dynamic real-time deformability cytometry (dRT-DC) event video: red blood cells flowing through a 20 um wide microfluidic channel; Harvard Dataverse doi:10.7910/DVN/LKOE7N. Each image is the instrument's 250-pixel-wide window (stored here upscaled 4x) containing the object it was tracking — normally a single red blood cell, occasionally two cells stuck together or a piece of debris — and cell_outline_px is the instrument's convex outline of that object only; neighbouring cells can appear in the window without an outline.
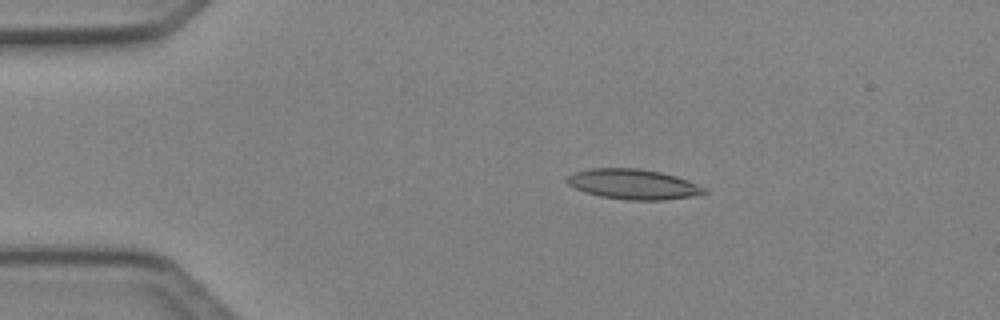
{"species": "Egyptian fruit bat (a non-hibernating species)", "species_latin": "Rousettus aegyptiacus", "temperature_condition": "cold", "stored_images_in_passage": 4, "camera_frame_rate_fps": 3000, "um_per_image_px": 0.085, "animal": {"sex": "female"}, "frame": {"image": 1, "passage_image": 3, "time_ms": 0.667, "image_size_px": [1000, 320], "cell_outline_px": [[708, 192], [692, 196], [664, 200], [624, 200], [600, 196], [584, 192], [568, 184], [564, 180], [572, 172], [592, 168], [636, 168], [660, 172], [676, 176], [688, 180], [704, 188]], "centroid_in_image_um": [53.78, 15.66], "position_along_channel_um": 31.2, "area_um2": 24.1}}